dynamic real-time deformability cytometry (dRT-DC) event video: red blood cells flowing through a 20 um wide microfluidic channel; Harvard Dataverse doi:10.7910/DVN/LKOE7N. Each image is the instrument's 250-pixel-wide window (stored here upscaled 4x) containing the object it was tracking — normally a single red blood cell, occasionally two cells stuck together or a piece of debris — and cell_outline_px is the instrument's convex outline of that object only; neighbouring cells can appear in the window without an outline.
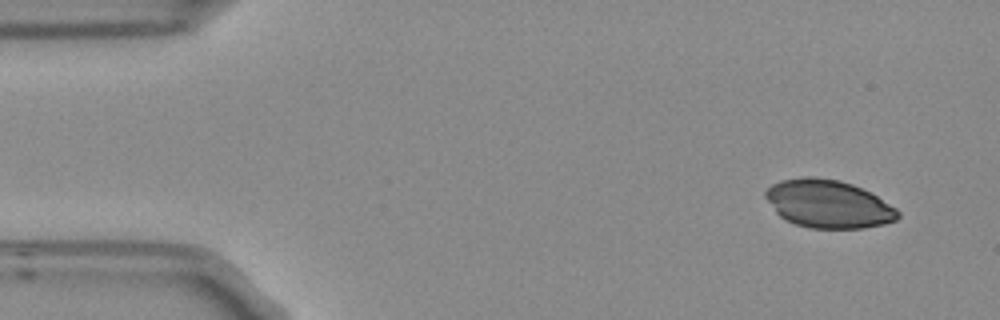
{"species": "Egyptian fruit bat (a non-hibernating species)", "species_latin": "Rousettus aegyptiacus", "temperature_condition": "room temperature", "stored_images_in_passage": 5, "camera_frame_rate_fps": 3000, "um_per_image_px": 0.085, "frame": {"image": 1, "passage_image": 1, "time_ms": 0.0, "image_size_px": [1000, 320], "cell_outline_px": [[900, 216], [896, 220], [884, 224], [864, 228], [812, 228], [796, 224], [784, 220], [776, 212], [764, 196], [764, 192], [772, 184], [780, 180], [804, 176], [812, 176], [840, 180], [852, 184], [876, 196], [896, 208], [900, 212]], "centroid_in_image_um": [70.38, 17.33], "position_along_channel_um": 14.6, "area_um2": 36.99}}